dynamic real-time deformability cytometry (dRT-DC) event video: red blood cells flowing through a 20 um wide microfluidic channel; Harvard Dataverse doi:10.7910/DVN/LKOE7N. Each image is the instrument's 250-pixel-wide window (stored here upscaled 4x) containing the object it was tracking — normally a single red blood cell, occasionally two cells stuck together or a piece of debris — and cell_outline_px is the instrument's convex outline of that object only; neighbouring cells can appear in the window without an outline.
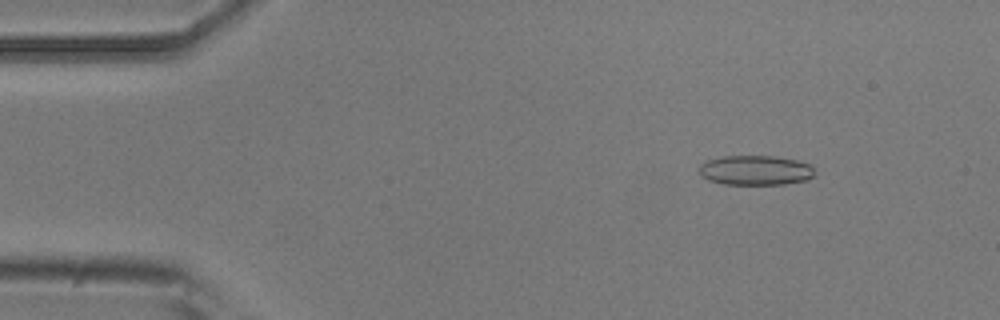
{"species": "common noctule bat (a hibernating species)", "species_latin": "Nyctalus noctula", "temperature_condition": "room temperature", "stored_images_in_passage": 4, "camera_frame_rate_fps": 3000, "um_per_image_px": 0.085, "animal": {"sex": "male", "body_mass_g": 20.5, "forearm_length_mm": 52.5}, "frame": {"image": 1, "passage_image": 2, "time_ms": 1.0, "image_size_px": [1000, 320], "cell_outline_px": [[812, 176], [808, 180], [784, 184], [724, 184], [708, 180], [700, 176], [700, 164], [708, 160], [724, 156], [776, 156], [796, 160], [812, 164]], "centroid_in_image_um": [64.21, 14.47], "position_along_channel_um": 20.8, "area_um2": 20.0}}